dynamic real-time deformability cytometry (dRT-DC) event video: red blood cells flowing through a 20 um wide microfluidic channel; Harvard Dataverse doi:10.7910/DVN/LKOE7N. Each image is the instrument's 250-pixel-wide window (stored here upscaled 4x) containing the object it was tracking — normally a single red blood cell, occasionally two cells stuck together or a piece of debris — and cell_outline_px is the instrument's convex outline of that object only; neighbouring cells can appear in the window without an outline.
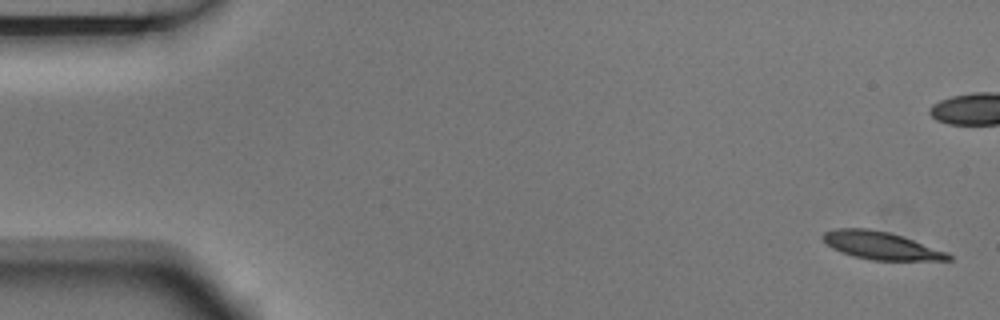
{"species": "Egyptian fruit bat (a non-hibernating species)", "species_latin": "Rousettus aegyptiacus", "temperature_condition": "room temperature", "stored_images_in_passage": 6, "camera_frame_rate_fps": 3000, "um_per_image_px": 0.085, "animal": {"sex": "male"}, "frame": {"image": 1, "passage_image": 1, "time_ms": 0.0, "image_size_px": [1000, 320], "cell_outline_px": [[952, 260], [872, 260], [856, 256], [832, 248], [820, 236], [824, 232], [836, 228], [868, 228], [888, 232], [948, 252], [952, 256]], "centroid_in_image_um": [74.88, 20.86], "position_along_channel_um": 10.1, "area_um2": 19.88}}